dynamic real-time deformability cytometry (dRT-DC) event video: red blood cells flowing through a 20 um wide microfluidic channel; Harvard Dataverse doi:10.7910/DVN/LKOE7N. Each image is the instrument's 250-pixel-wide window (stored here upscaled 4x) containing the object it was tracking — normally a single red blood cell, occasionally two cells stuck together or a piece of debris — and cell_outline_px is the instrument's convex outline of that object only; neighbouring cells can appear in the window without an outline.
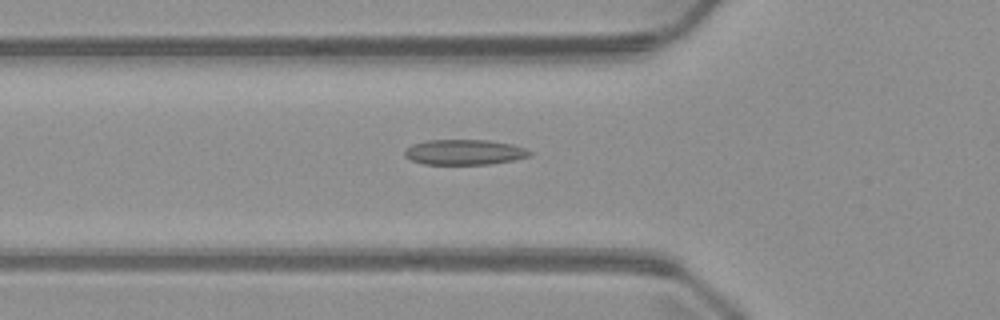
{"species": "common noctule bat (a hibernating species)", "species_latin": "Nyctalus noctula", "temperature_condition": "warm", "stored_images_in_passage": 50, "camera_frame_rate_fps": 3000, "um_per_image_px": 0.085, "animal": {"sex": "male", "body_mass_g": 23.1, "forearm_length_mm": 52.7}, "frame": {"image": 1, "passage_image": 17, "time_ms": 5.333, "image_size_px": [1000, 320], "cell_outline_px": [[532, 152], [528, 156], [512, 160], [488, 164], [424, 164], [412, 160], [404, 156], [404, 148], [412, 144], [428, 140], [488, 140], [512, 144], [524, 148]], "centroid_in_image_um": [39.42, 12.93], "position_along_channel_um": 86.4, "area_um2": 18.32}}
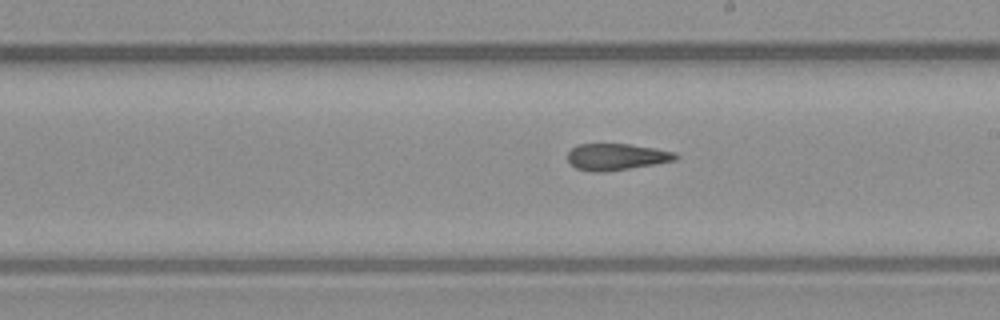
{"frame": {"image": 2, "passage_image": 28, "time_ms": 9.0, "image_size_px": [1000, 320], "cell_outline_px": [[680, 156], [676, 160], [604, 172], [592, 172], [576, 168], [568, 164], [568, 152], [572, 148], [580, 144], [628, 144], [656, 148], [676, 152]], "centroid_in_image_um": [52.39, 13.33], "position_along_channel_um": 236.6, "area_um2": 16.7}}
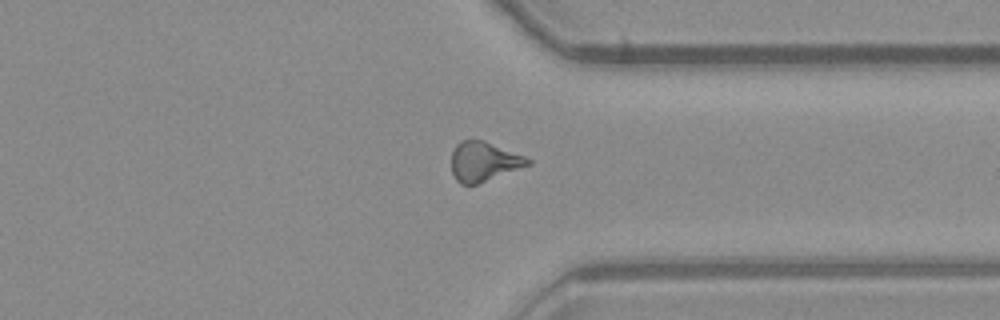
{"frame": {"image": 3, "passage_image": 38, "time_ms": 12.333, "image_size_px": [1000, 320], "cell_outline_px": [[532, 164], [476, 184], [460, 184], [456, 180], [452, 172], [452, 152], [456, 144], [460, 140], [484, 140], [524, 156], [532, 160]], "centroid_in_image_um": [41.11, 13.72], "position_along_channel_um": 370.3, "area_um2": 17.46}}